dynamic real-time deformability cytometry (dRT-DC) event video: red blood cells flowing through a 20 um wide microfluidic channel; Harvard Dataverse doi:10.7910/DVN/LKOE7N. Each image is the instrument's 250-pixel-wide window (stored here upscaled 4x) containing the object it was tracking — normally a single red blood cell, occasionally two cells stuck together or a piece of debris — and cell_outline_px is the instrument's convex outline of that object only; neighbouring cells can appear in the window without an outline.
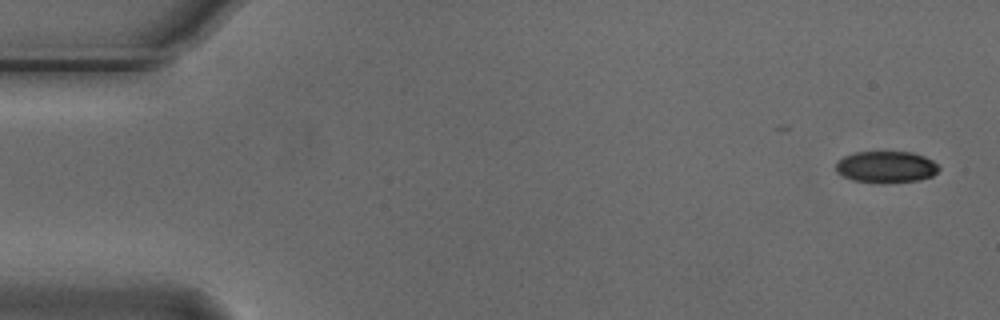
{"species": "Egyptian fruit bat (a non-hibernating species)", "species_latin": "Rousettus aegyptiacus", "temperature_condition": "cold", "stored_images_in_passage": 6, "camera_frame_rate_fps": 3000, "um_per_image_px": 0.085, "animal": {"sex": "male"}, "frame": {"image": 1, "passage_image": 1, "time_ms": 0.0, "image_size_px": [1000, 320], "cell_outline_px": [[940, 168], [932, 176], [920, 180], [880, 184], [852, 180], [836, 172], [836, 164], [844, 156], [856, 152], [912, 152], [924, 156], [932, 160]], "centroid_in_image_um": [75.32, 14.2], "position_along_channel_um": 9.7, "area_um2": 19.07}}